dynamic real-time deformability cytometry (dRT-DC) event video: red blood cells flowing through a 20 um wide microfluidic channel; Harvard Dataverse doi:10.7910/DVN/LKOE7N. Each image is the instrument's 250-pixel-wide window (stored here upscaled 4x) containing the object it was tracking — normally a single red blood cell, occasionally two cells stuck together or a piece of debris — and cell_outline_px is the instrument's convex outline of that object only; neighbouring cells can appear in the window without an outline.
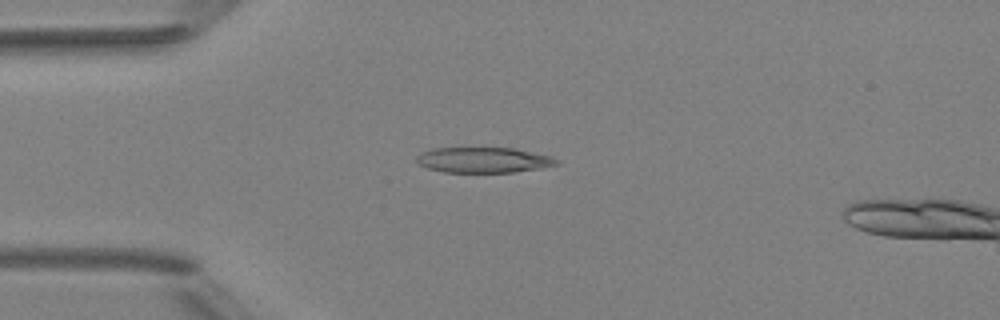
{"species": "Egyptian fruit bat (a non-hibernating species)", "species_latin": "Rousettus aegyptiacus", "temperature_condition": "room temperature", "stored_images_in_passage": 4, "camera_frame_rate_fps": 3000, "um_per_image_px": 0.085, "animal": {"sex": "female"}, "frame": {"image": 1, "passage_image": 3, "time_ms": 3.333, "image_size_px": [1000, 320], "cell_outline_px": [[560, 164], [540, 168], [512, 172], [444, 172], [428, 168], [420, 164], [416, 160], [416, 156], [420, 152], [432, 148], [516, 148], [552, 156]], "centroid_in_image_um": [41.09, 13.59], "position_along_channel_um": 43.9, "area_um2": 20.75}}